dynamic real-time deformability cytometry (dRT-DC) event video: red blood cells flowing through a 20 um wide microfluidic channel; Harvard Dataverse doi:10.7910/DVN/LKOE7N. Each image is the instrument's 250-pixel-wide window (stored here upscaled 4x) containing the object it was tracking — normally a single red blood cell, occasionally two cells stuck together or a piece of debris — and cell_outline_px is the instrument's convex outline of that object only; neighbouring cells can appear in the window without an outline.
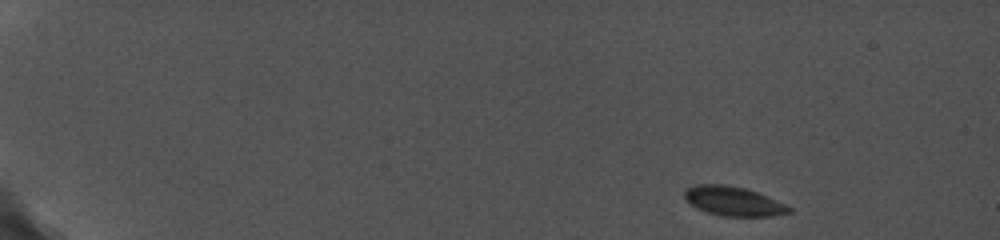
{"species": "common noctule bat (a hibernating species)", "species_latin": "Nyctalus noctula", "temperature_condition": "cold", "stored_images_in_passage": 79, "camera_frame_rate_fps": 5000, "um_per_image_px": 0.085, "animal": {"sex": "female", "body_mass_g": 19.0, "forearm_length_mm": 56.7}, "frame": {"image": 1, "passage_image": 1, "time_ms": 0.0, "image_size_px": [1000, 240], "cell_outline_px": [[792, 212], [768, 216], [724, 216], [708, 212], [692, 204], [684, 196], [684, 192], [688, 188], [696, 184], [724, 184], [744, 188], [756, 192], [784, 204], [792, 208]], "centroid_in_image_um": [62.34, 17.09], "position_along_channel_um": 22.7, "area_um2": 17.34}}
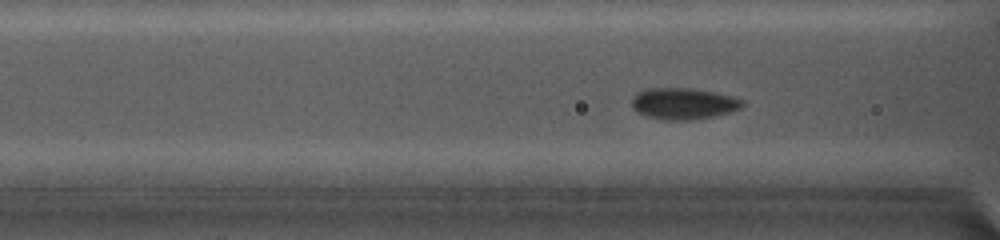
{"frame": {"image": 2, "passage_image": 32, "time_ms": 6.2, "image_size_px": [1000, 240], "cell_outline_px": [[744, 104], [740, 108], [728, 112], [712, 116], [688, 120], [668, 120], [648, 116], [636, 112], [632, 108], [632, 96], [636, 92], [648, 88], [692, 88], [716, 92], [732, 96], [744, 100]], "centroid_in_image_um": [58.06, 8.79], "position_along_channel_um": 108.5, "area_um2": 20.23}}
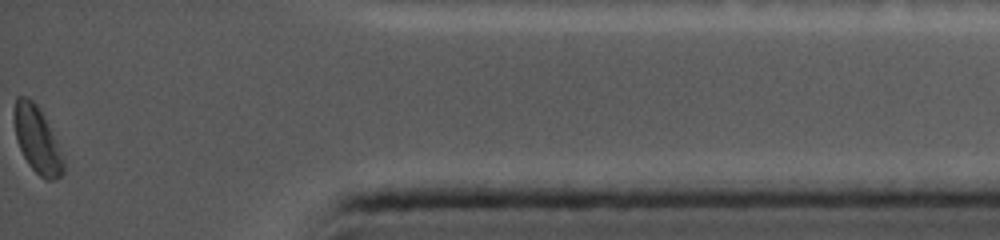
{"frame": {"image": 3, "passage_image": 79, "time_ms": 15.4, "image_size_px": [1000, 240], "cell_outline_px": [[64, 172], [56, 180], [48, 180], [40, 176], [28, 164], [20, 148], [16, 136], [16, 96], [28, 96], [36, 104], [64, 160]], "centroid_in_image_um": [3.16, 11.95], "position_along_channel_um": 432.0, "area_um2": 17.92}}